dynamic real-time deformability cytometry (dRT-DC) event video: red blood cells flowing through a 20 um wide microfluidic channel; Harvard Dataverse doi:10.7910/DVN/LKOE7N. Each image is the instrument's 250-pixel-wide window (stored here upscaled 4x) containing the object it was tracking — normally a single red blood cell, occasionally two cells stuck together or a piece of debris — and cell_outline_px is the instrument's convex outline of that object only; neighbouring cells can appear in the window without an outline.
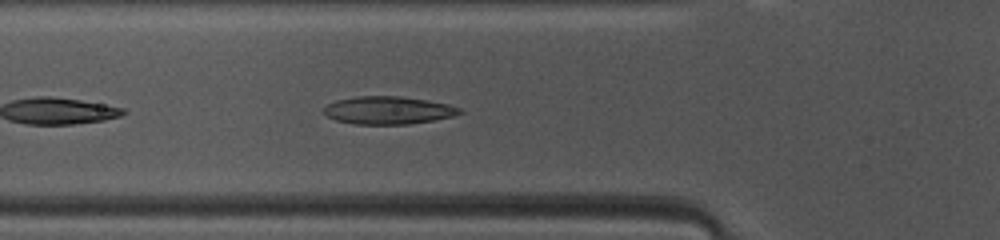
{"species": "common noctule bat (a hibernating species)", "species_latin": "Nyctalus noctula", "temperature_condition": "warm", "stored_images_in_passage": 24, "camera_frame_rate_fps": 3000, "um_per_image_px": 0.085, "animal": {"sex": "female", "body_mass_g": 10.0, "forearm_length_mm": 53.1}, "frame": {"image": 1, "passage_image": 5, "time_ms": 1.333, "image_size_px": [1000, 240], "cell_outline_px": [[464, 112], [456, 116], [408, 124], [356, 124], [336, 120], [328, 116], [324, 112], [324, 108], [328, 104], [336, 100], [356, 96], [400, 96], [428, 100], [448, 104], [460, 108]], "centroid_in_image_um": [33.03, 9.37], "position_along_channel_um": 92.8, "area_um2": 21.96}}
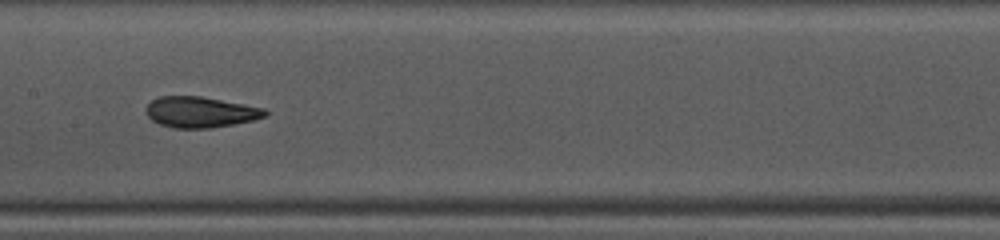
{"frame": {"image": 2, "passage_image": 12, "time_ms": 3.667, "image_size_px": [1000, 240], "cell_outline_px": [[268, 116], [252, 120], [212, 128], [172, 128], [160, 124], [152, 120], [148, 116], [144, 108], [152, 100], [160, 96], [200, 96], [244, 104], [264, 108], [268, 112]], "centroid_in_image_um": [17.02, 9.53], "position_along_channel_um": 190.4, "area_um2": 21.39}}
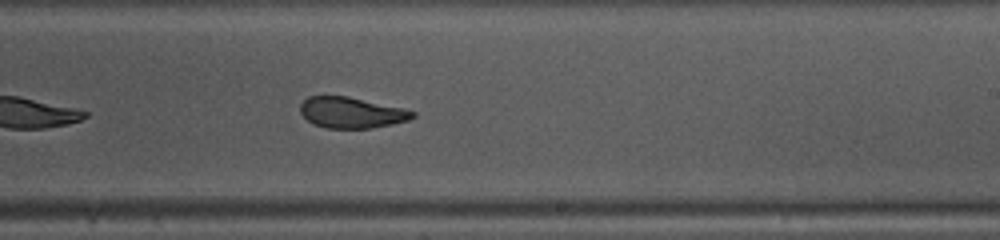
{"frame": {"image": 3, "passage_image": 17, "time_ms": 5.333, "image_size_px": [1000, 240], "cell_outline_px": [[416, 116], [408, 120], [392, 124], [372, 128], [324, 128], [312, 124], [300, 112], [300, 104], [308, 96], [348, 96], [404, 108], [416, 112]], "centroid_in_image_um": [29.88, 9.57], "position_along_channel_um": 259.1, "area_um2": 20.35}}